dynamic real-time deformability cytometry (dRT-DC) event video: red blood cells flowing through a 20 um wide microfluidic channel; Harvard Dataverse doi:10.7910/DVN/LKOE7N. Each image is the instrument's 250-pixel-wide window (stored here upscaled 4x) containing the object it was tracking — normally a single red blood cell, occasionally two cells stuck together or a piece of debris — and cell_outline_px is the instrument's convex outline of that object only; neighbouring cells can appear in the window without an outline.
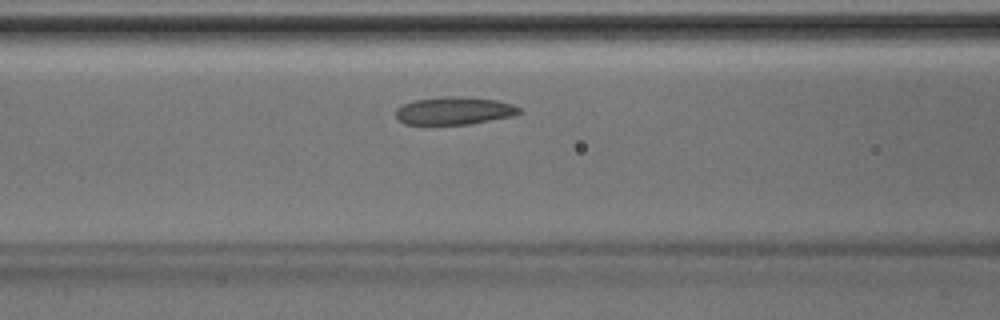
{"species": "Egyptian fruit bat (a non-hibernating species)", "species_latin": "Rousettus aegyptiacus", "temperature_condition": "room temperature", "stored_images_in_passage": 36, "camera_frame_rate_fps": 3000, "um_per_image_px": 0.085, "animal": {"sex": "male"}, "frame": {"image": 1, "passage_image": 9, "time_ms": 2.667, "image_size_px": [1000, 320], "cell_outline_px": [[520, 112], [516, 116], [468, 124], [404, 124], [396, 116], [396, 108], [404, 104], [416, 100], [440, 96], [464, 96], [496, 100], [512, 104], [520, 108]], "centroid_in_image_um": [38.63, 9.4], "position_along_channel_um": 128.0, "area_um2": 20.0}}
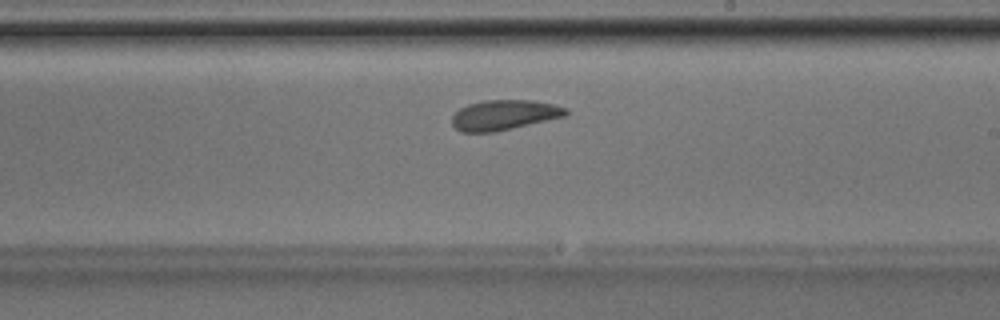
{"frame": {"image": 2, "passage_image": 17, "time_ms": 5.333, "image_size_px": [1000, 320], "cell_outline_px": [[568, 116], [496, 132], [460, 132], [452, 124], [452, 116], [460, 108], [468, 104], [484, 100], [532, 100], [552, 104], [568, 108]], "centroid_in_image_um": [42.88, 9.78], "position_along_channel_um": 246.1, "area_um2": 20.17}}
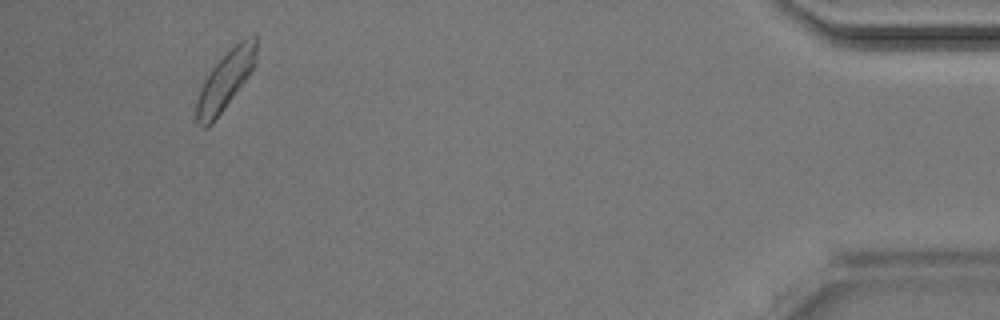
{"frame": {"image": 3, "passage_image": 33, "time_ms": 10.667, "image_size_px": [1000, 320], "cell_outline_px": [[256, 64], [248, 76], [212, 124], [204, 128], [196, 120], [196, 100], [204, 80], [212, 68], [240, 40], [248, 36], [256, 36]], "centroid_in_image_um": [19.16, 6.84], "position_along_channel_um": 416.0, "area_um2": 19.83}}